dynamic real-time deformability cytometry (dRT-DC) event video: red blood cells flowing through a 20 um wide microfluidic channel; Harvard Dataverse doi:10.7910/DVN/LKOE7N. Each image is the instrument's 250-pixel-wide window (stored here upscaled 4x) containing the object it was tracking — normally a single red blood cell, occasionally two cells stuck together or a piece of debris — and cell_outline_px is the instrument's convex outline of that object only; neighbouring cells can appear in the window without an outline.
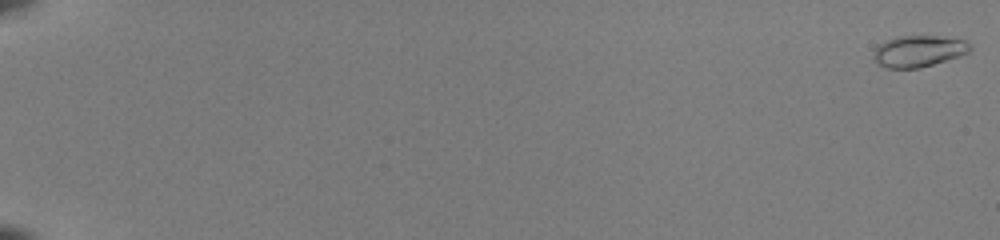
{"species": "common noctule bat (a hibernating species)", "species_latin": "Nyctalus noctula", "temperature_condition": "room temperature", "stored_images_in_passage": 53, "camera_frame_rate_fps": 3000, "um_per_image_px": 0.085, "animal": {"sex": "female", "body_mass_g": 22.0, "forearm_length_mm": 56.7}, "frame": {"image": 1, "passage_image": 1, "time_ms": 0.0, "image_size_px": [1000, 240], "cell_outline_px": [[972, 48], [968, 52], [920, 68], [884, 68], [876, 64], [872, 56], [876, 48], [880, 44], [896, 36], [936, 36], [964, 40]], "centroid_in_image_um": [78.0, 4.35], "position_along_channel_um": 7.0, "area_um2": 17.4}}
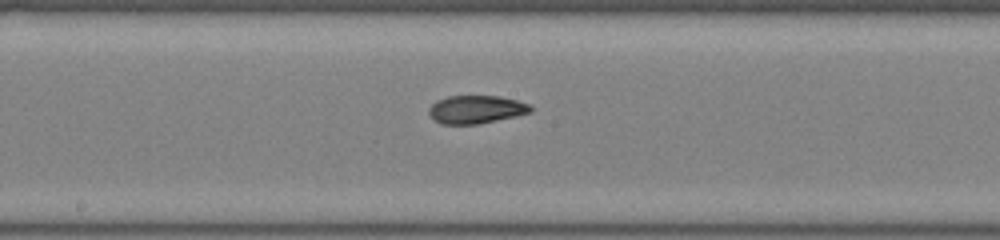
{"frame": {"image": 2, "passage_image": 32, "time_ms": 10.333, "image_size_px": [1000, 240], "cell_outline_px": [[532, 112], [516, 116], [480, 124], [440, 124], [432, 120], [428, 112], [428, 108], [436, 100], [448, 96], [500, 96], [532, 104]], "centroid_in_image_um": [40.46, 9.31], "position_along_channel_um": 207.7, "area_um2": 16.94}}
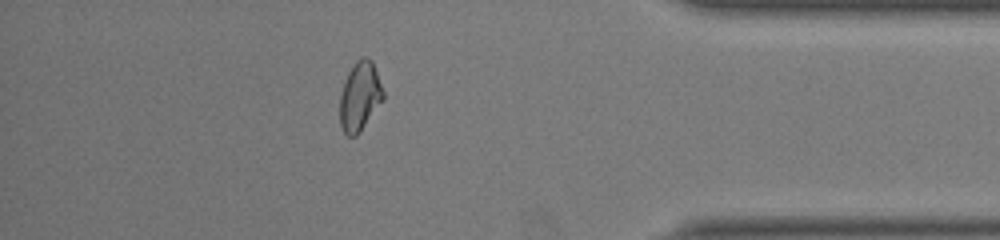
{"frame": {"image": 3, "passage_image": 48, "time_ms": 15.667, "image_size_px": [1000, 240], "cell_outline_px": [[384, 100], [360, 132], [356, 136], [348, 136], [344, 132], [340, 124], [340, 96], [344, 80], [348, 72], [356, 60], [360, 56], [364, 56], [372, 60], [384, 92]], "centroid_in_image_um": [30.59, 8.18], "position_along_channel_um": 404.6, "area_um2": 17.63}, "authors_computed_cell_mechanics": {"area_um2": 17.1088, "velocity_mm_per_s": 4.0994, "shape_relaxation_time_tau1_ms": null, "shape_relaxation_time_tau2_ms": 1.6445, "deformation_change_tau1": null, "deformation_change_tau2": 0.0677}}